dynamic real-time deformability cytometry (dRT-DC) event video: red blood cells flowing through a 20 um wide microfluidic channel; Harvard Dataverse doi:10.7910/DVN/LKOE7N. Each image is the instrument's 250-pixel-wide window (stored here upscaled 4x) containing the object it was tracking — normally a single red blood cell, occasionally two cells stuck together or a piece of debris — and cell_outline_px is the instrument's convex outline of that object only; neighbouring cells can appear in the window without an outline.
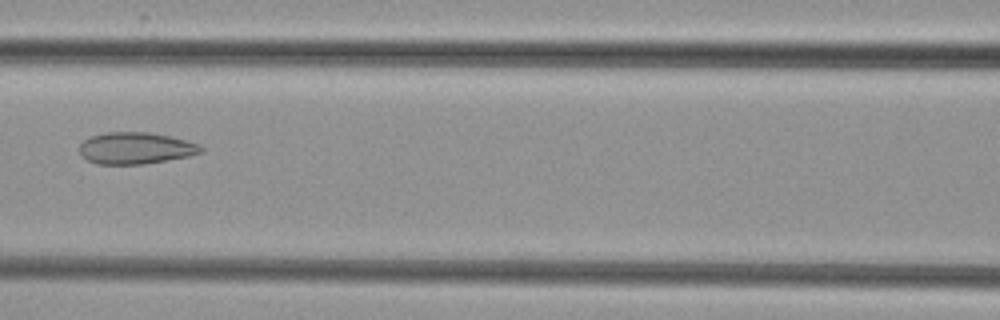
{"species": "common noctule bat (a hibernating species)", "species_latin": "Nyctalus noctula", "temperature_condition": "cold", "stored_images_in_passage": 7, "camera_frame_rate_fps": 3000, "um_per_image_px": 0.085, "animal": {"sex": "female", "body_mass_g": 29.2, "forearm_length_mm": 56.3}, "frame": {"image": 1, "passage_image": 7, "time_ms": 7.0, "image_size_px": [1000, 320], "cell_outline_px": [[204, 152], [188, 156], [144, 164], [96, 164], [80, 156], [80, 144], [84, 140], [92, 136], [108, 132], [148, 132], [168, 136], [200, 144], [204, 148]], "centroid_in_image_um": [11.53, 12.6], "position_along_channel_um": 155.1, "area_um2": 22.37}}